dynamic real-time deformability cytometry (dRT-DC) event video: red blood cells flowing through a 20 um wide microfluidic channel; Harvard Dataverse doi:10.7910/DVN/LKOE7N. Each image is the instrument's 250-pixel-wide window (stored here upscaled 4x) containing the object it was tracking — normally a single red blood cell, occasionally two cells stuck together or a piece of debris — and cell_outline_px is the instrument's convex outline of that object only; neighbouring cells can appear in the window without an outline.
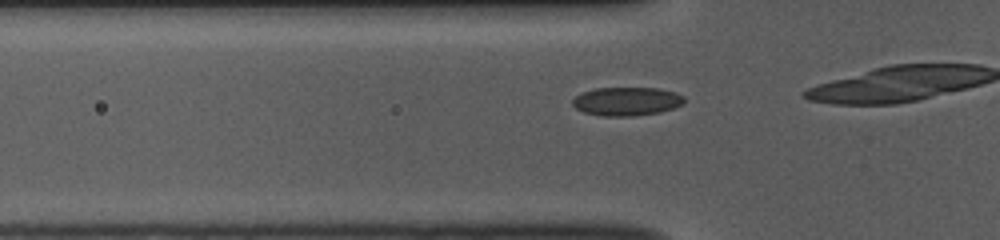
{"species": "common noctule bat (a hibernating species)", "species_latin": "Nyctalus noctula", "temperature_condition": "room temperature", "stored_images_in_passage": 18, "camera_frame_rate_fps": 3000, "um_per_image_px": 0.085, "animal": {"sex": "female", "body_mass_g": 10.0, "forearm_length_mm": 53.1}, "frame": {"image": 1, "passage_image": 13, "time_ms": 4.0, "image_size_px": [1000, 240], "cell_outline_px": [[684, 100], [680, 104], [672, 108], [660, 112], [632, 116], [604, 116], [584, 112], [576, 108], [572, 104], [572, 100], [576, 96], [584, 92], [596, 88], [656, 88], [676, 92], [684, 96]], "centroid_in_image_um": [53.26, 8.61], "position_along_channel_um": 72.5, "area_um2": 18.38}}